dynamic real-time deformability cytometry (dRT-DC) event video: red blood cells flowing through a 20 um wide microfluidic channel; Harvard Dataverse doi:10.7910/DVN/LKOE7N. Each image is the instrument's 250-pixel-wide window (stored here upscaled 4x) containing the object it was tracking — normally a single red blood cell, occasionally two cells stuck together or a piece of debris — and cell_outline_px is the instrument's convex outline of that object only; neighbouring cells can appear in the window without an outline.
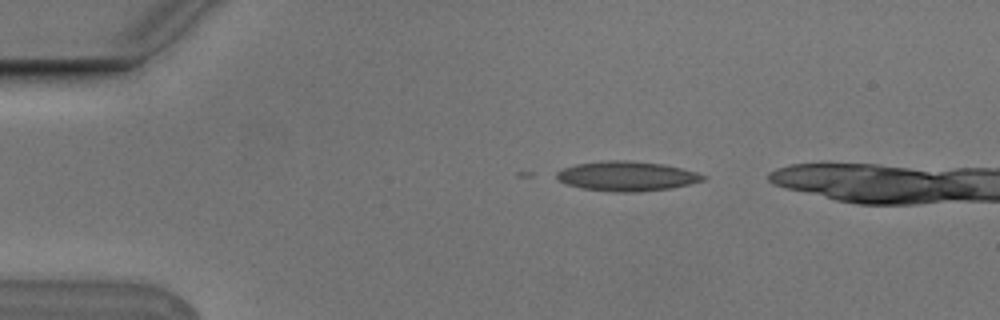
{"species": "Egyptian fruit bat (a non-hibernating species)", "species_latin": "Rousettus aegyptiacus", "temperature_condition": "cold", "stored_images_in_passage": 6, "camera_frame_rate_fps": 3000, "um_per_image_px": 0.085, "animal": {"sex": "male"}, "frame": {"image": 1, "passage_image": 2, "time_ms": 0.333, "image_size_px": [1000, 320], "cell_outline_px": [[708, 176], [704, 180], [672, 188], [640, 192], [612, 192], [580, 188], [556, 180], [556, 172], [564, 168], [576, 164], [604, 160], [628, 160], [664, 164], [696, 172]], "centroid_in_image_um": [53.26, 14.97], "position_along_channel_um": 31.7, "area_um2": 25.49}}
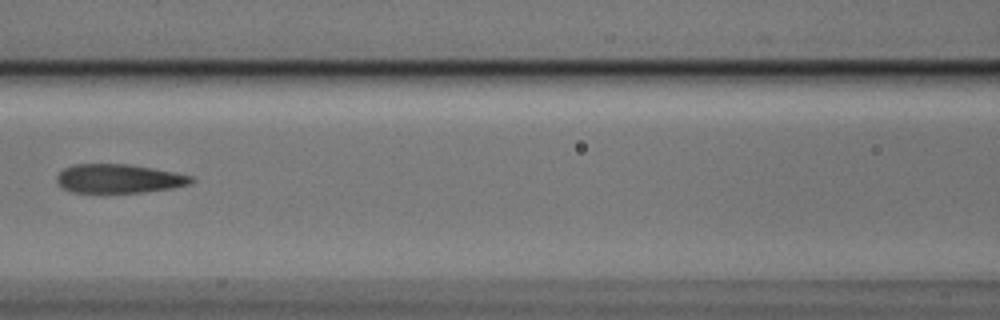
{"frame": {"image": 2, "passage_image": 6, "time_ms": 1.667, "image_size_px": [1000, 320], "cell_outline_px": [[196, 180], [188, 184], [172, 188], [144, 192], [72, 192], [64, 188], [56, 180], [56, 176], [64, 168], [72, 164], [128, 164], [152, 168], [192, 176]], "centroid_in_image_um": [10.09, 15.17], "position_along_channel_um": 156.5, "area_um2": 22.43}}